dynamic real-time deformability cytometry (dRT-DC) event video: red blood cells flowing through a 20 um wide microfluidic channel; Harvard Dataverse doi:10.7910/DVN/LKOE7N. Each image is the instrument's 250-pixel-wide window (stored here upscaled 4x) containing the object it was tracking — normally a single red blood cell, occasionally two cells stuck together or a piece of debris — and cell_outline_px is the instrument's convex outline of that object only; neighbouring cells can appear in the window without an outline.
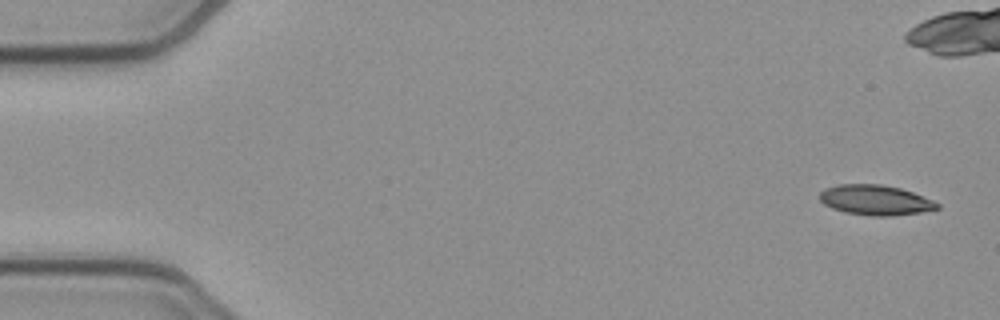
{"species": "common noctule bat (a hibernating species)", "species_latin": "Nyctalus noctula", "temperature_condition": "cold", "stored_images_in_passage": 52, "camera_frame_rate_fps": 3000, "um_per_image_px": 0.085, "animal": {"sex": "female", "body_mass_g": 21.9}, "frame": {"image": 1, "passage_image": 1, "time_ms": 0.0, "image_size_px": [1000, 320], "cell_outline_px": [[940, 208], [920, 212], [892, 216], [872, 216], [844, 212], [832, 208], [824, 204], [820, 200], [820, 192], [824, 188], [840, 184], [880, 184], [900, 188], [912, 192], [932, 200], [940, 204]], "centroid_in_image_um": [74.39, 17.0], "position_along_channel_um": 10.6, "area_um2": 20.58}}
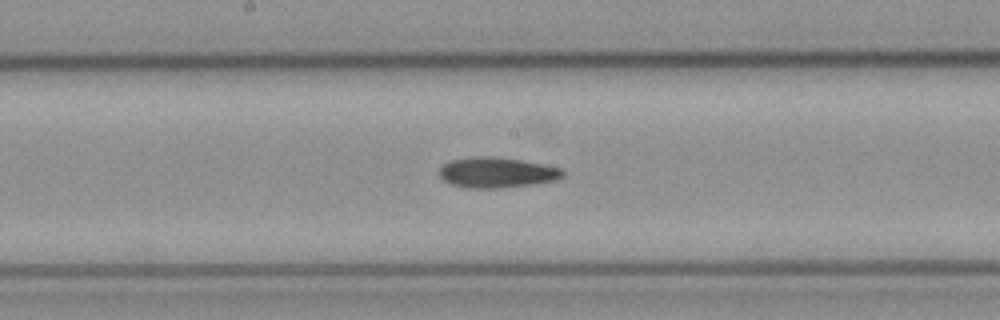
{"frame": {"image": 2, "passage_image": 26, "time_ms": 8.333, "image_size_px": [1000, 320], "cell_outline_px": [[564, 176], [556, 180], [532, 184], [500, 188], [468, 188], [452, 184], [444, 180], [440, 176], [440, 168], [444, 164], [452, 160], [476, 156], [488, 156], [520, 160], [544, 164], [564, 168]], "centroid_in_image_um": [42.27, 14.66], "position_along_channel_um": 205.9, "area_um2": 21.79}}
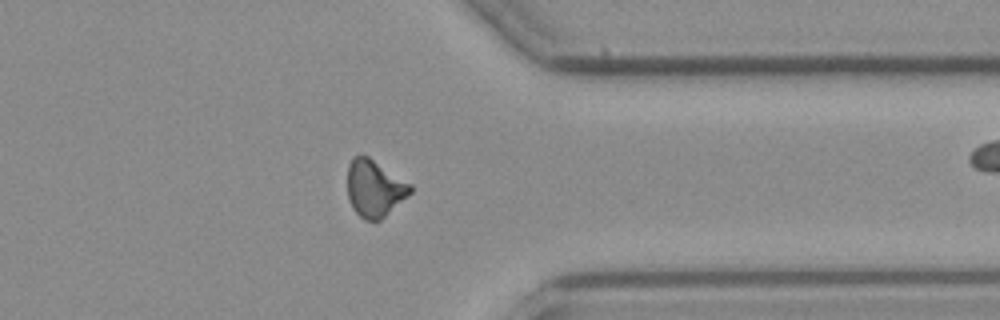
{"frame": {"image": 3, "passage_image": 40, "time_ms": 13.0, "image_size_px": [1000, 320], "cell_outline_px": [[412, 192], [408, 196], [380, 220], [364, 220], [352, 208], [348, 200], [348, 164], [356, 156], [368, 156], [412, 184]], "centroid_in_image_um": [31.84, 16.02], "position_along_channel_um": 379.6, "area_um2": 20.75}, "authors_computed_cell_mechanics": {"area_um2": 20.9814, "velocity_mm_per_s": 3.8861, "shape_relaxation_time_tau1_ms": 10.7342, "shape_relaxation_time_tau2_ms": 9.087, "deformation_change_tau1": 0.2528, "deformation_change_tau2": 0.2182}}